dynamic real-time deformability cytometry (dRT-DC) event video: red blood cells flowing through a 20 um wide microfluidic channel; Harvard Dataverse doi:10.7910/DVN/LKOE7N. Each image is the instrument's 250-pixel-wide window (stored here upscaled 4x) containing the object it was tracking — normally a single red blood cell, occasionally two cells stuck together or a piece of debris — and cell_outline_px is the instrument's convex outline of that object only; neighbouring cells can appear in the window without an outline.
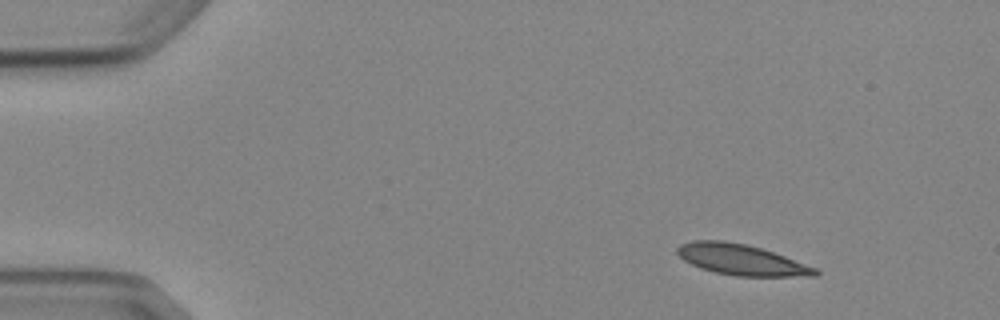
{"species": "Egyptian fruit bat (a non-hibernating species)", "species_latin": "Rousettus aegyptiacus", "temperature_condition": "cold", "stored_images_in_passage": 5, "camera_frame_rate_fps": 3000, "um_per_image_px": 0.085, "animal": {"sex": "female"}, "frame": {"image": 1, "passage_image": 1, "time_ms": 0.0, "image_size_px": [1000, 320], "cell_outline_px": [[820, 272], [816, 276], [736, 276], [716, 272], [700, 268], [684, 260], [676, 252], [676, 248], [680, 244], [692, 240], [724, 240], [748, 244], [784, 256], [816, 268]], "centroid_in_image_um": [62.98, 22.06], "position_along_channel_um": 22.0, "area_um2": 24.62}}
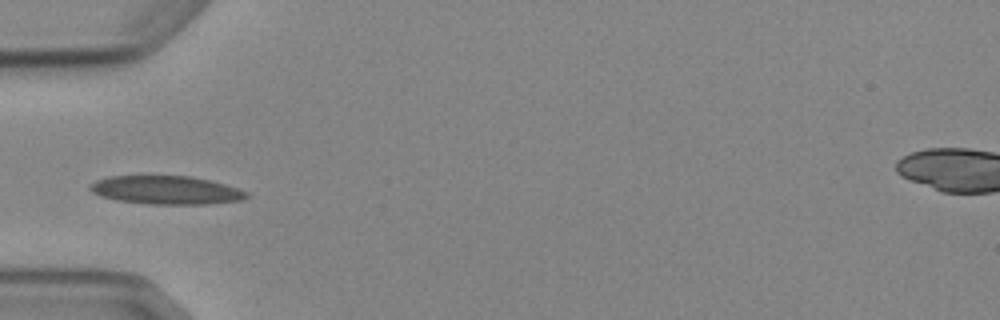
{"frame": {"image": 2, "passage_image": 4, "time_ms": 3.667, "image_size_px": [1000, 320], "cell_outline_px": [[248, 196], [244, 200], [208, 204], [148, 204], [116, 200], [100, 196], [92, 192], [88, 188], [96, 180], [108, 176], [192, 176], [212, 180], [248, 192]], "centroid_in_image_um": [14.13, 16.16], "position_along_channel_um": 70.9, "area_um2": 26.01}}
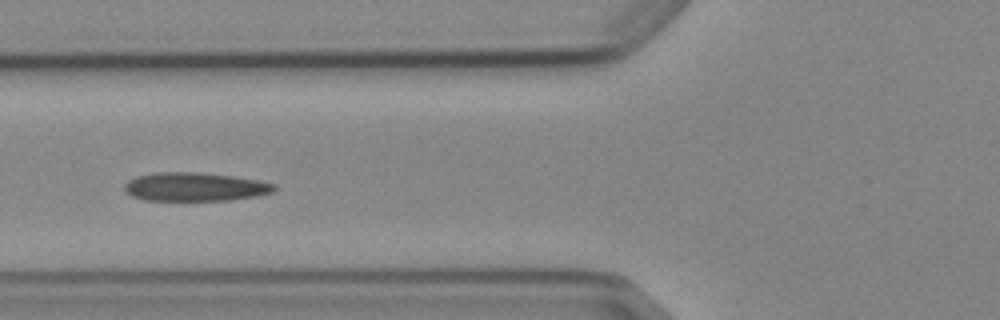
{"frame": {"image": 3, "passage_image": 5, "time_ms": 4.667, "image_size_px": [1000, 320], "cell_outline_px": [[276, 188], [272, 192], [256, 196], [228, 200], [144, 200], [132, 196], [124, 192], [124, 184], [128, 180], [136, 176], [156, 172], [196, 172], [232, 176], [260, 180], [276, 184]], "centroid_in_image_um": [16.54, 15.87], "position_along_channel_um": 109.3, "area_um2": 25.03}}